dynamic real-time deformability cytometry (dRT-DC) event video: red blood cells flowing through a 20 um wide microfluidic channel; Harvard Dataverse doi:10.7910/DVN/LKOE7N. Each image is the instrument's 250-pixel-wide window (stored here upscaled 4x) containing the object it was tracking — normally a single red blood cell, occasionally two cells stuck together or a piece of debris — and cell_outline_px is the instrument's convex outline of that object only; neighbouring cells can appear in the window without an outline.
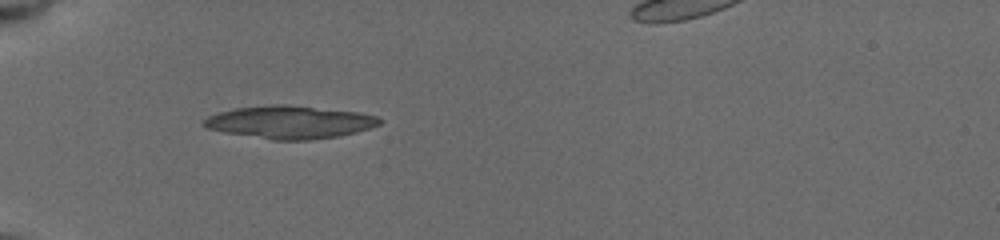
{"species": "common noctule bat (a hibernating species)", "species_latin": "Nyctalus noctula", "temperature_condition": "cold", "stored_images_in_passage": 2, "camera_frame_rate_fps": 3000, "um_per_image_px": 0.085, "animal": {"sex": "female", "body_mass_g": 19.5, "forearm_length_mm": 54.1}, "frame": {"image": 1, "passage_image": 1, "time_ms": 0.0, "image_size_px": [1000, 240], "cell_outline_px": [[380, 124], [356, 132], [336, 136], [308, 140], [272, 140], [224, 132], [208, 128], [200, 124], [200, 120], [208, 116], [220, 112], [236, 108], [268, 104], [288, 104], [360, 112], [376, 116], [380, 120]], "centroid_in_image_um": [24.58, 10.37], "position_along_channel_um": 60.4, "area_um2": 33.64}}